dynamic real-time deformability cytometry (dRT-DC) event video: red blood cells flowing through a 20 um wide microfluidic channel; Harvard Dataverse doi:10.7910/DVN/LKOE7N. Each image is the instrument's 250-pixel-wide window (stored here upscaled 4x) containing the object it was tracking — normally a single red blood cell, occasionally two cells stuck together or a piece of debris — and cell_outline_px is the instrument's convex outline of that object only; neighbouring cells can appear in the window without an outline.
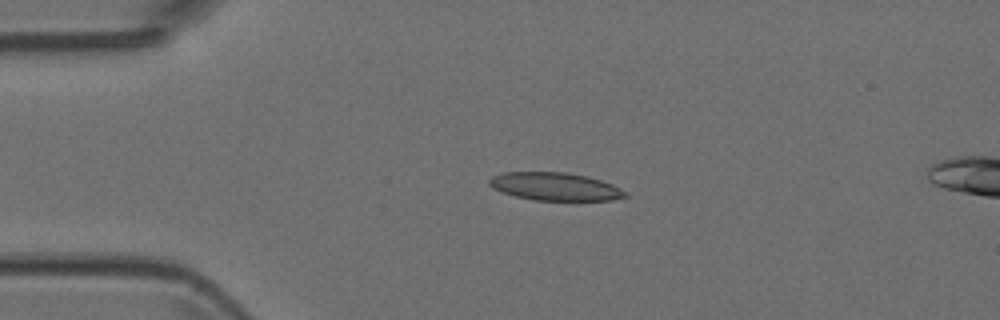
{"species": "Egyptian fruit bat (a non-hibernating species)", "species_latin": "Rousettus aegyptiacus", "temperature_condition": "room temperature", "stored_images_in_passage": 3, "camera_frame_rate_fps": 3000, "um_per_image_px": 0.085, "animal": {"sex": "female"}, "frame": {"image": 1, "passage_image": 1, "time_ms": 0.0, "image_size_px": [1000, 320], "cell_outline_px": [[628, 196], [612, 200], [536, 200], [516, 196], [500, 192], [492, 188], [488, 184], [488, 180], [492, 176], [504, 172], [564, 172], [588, 176], [612, 184], [628, 192]], "centroid_in_image_um": [47.17, 15.85], "position_along_channel_um": 37.8, "area_um2": 22.2}}
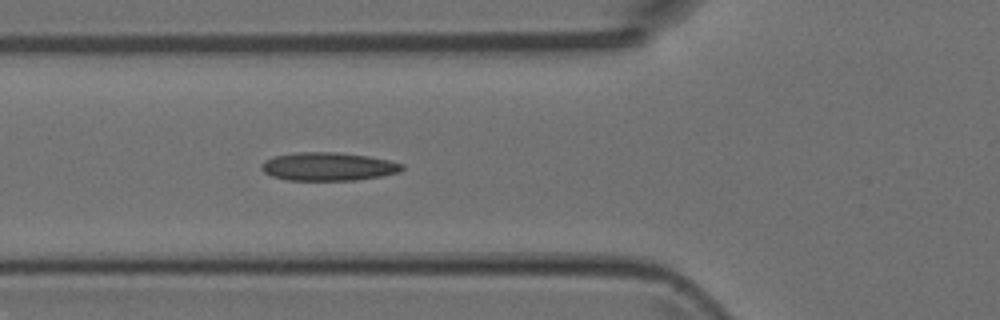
{"frame": {"image": 2, "passage_image": 3, "time_ms": 0.667, "image_size_px": [1000, 320], "cell_outline_px": [[404, 168], [400, 172], [380, 176], [356, 180], [288, 180], [272, 176], [264, 172], [260, 168], [260, 164], [276, 156], [296, 152], [336, 152], [368, 156], [388, 160], [404, 164]], "centroid_in_image_um": [27.92, 14.16], "position_along_channel_um": 97.9, "area_um2": 23.06}}